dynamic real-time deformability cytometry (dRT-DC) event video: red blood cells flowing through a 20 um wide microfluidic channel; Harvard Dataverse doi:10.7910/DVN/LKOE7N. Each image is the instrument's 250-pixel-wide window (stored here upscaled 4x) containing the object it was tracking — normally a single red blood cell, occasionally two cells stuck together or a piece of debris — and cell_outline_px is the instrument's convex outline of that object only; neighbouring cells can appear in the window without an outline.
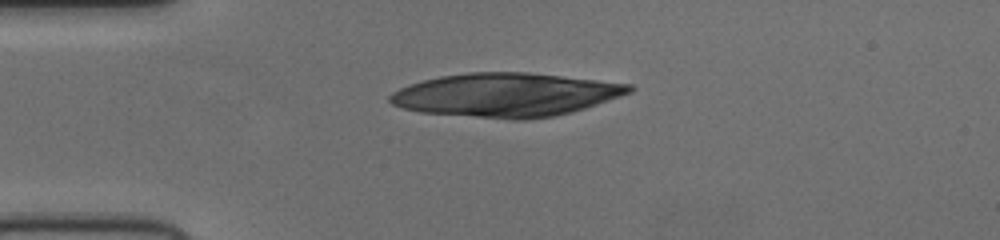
{"species": "human", "species_latin": "Homo sapiens", "temperature_condition": "cold", "stored_images_in_passage": 40, "camera_frame_rate_fps": 3000, "um_per_image_px": 0.085, "donor": {"sex": "female"}, "frame": {"image": 1, "passage_image": 1, "time_ms": 0.0, "image_size_px": [1000, 240], "cell_outline_px": [[636, 88], [632, 92], [572, 112], [556, 116], [524, 120], [516, 120], [420, 112], [404, 108], [392, 104], [388, 100], [388, 96], [392, 92], [408, 84], [440, 76], [468, 72], [528, 72], [632, 84]], "centroid_in_image_um": [43.0, 8.06], "position_along_channel_um": 42.0, "area_um2": 60.86}}